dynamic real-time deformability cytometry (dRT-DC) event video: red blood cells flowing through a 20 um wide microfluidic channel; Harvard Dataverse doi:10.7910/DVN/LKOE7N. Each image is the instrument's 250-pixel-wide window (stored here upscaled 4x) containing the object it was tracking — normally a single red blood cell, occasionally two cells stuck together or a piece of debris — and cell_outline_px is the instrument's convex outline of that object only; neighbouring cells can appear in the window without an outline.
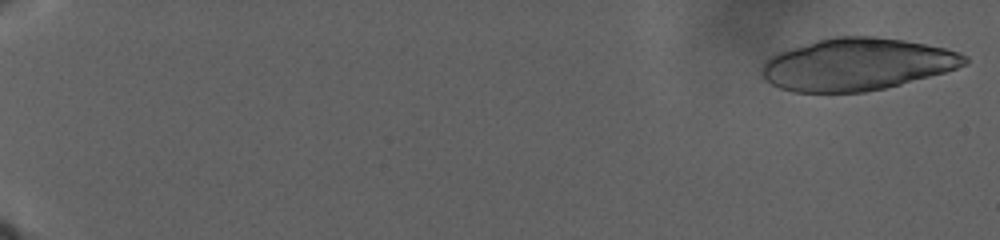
{"species": "human", "species_latin": "Homo sapiens", "temperature_condition": "warm", "stored_images_in_passage": 61, "camera_frame_rate_fps": 3000, "um_per_image_px": 0.085, "donor": {"sex": "male"}, "frame": {"image": 1, "passage_image": 2, "time_ms": 0.333, "image_size_px": [1000, 240], "cell_outline_px": [[968, 64], [944, 72], [900, 84], [884, 88], [864, 92], [792, 92], [780, 88], [764, 80], [760, 68], [776, 52], [816, 40], [836, 36], [876, 36], [904, 40], [944, 48], [960, 52], [968, 56]], "centroid_in_image_um": [72.83, 5.46], "position_along_channel_um": 12.2, "area_um2": 61.61}}
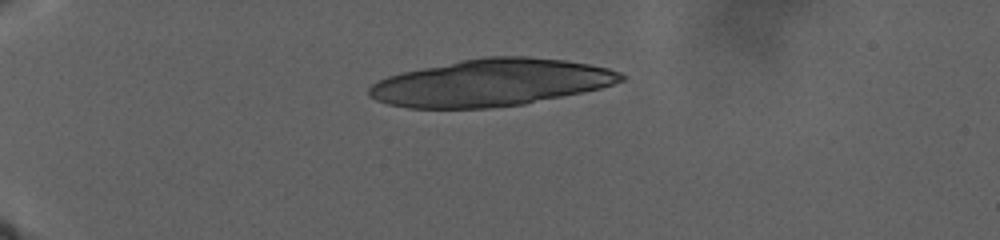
{"frame": {"image": 2, "passage_image": 35, "time_ms": 11.0, "image_size_px": [1000, 240], "cell_outline_px": [[624, 80], [600, 88], [524, 104], [488, 108], [408, 108], [388, 104], [376, 100], [368, 96], [368, 88], [372, 84], [388, 76], [404, 72], [460, 60], [484, 56], [528, 56], [564, 60], [588, 64], [608, 68], [620, 72], [624, 76]], "centroid_in_image_um": [41.71, 7.03], "position_along_channel_um": 43.3, "area_um2": 68.67}}